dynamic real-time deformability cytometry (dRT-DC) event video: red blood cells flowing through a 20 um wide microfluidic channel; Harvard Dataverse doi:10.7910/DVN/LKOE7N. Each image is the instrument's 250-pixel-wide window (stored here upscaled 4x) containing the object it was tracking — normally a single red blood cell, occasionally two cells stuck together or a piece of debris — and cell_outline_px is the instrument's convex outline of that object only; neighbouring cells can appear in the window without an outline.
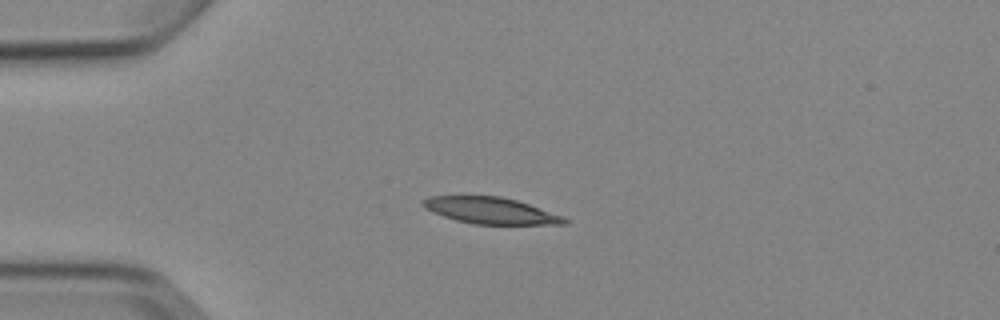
{"species": "Egyptian fruit bat (a non-hibernating species)", "species_latin": "Rousettus aegyptiacus", "temperature_condition": "cold", "stored_images_in_passage": 7, "camera_frame_rate_fps": 3000, "um_per_image_px": 0.085, "animal": {"sex": "female"}, "frame": {"image": 1, "passage_image": 3, "time_ms": 2.333, "image_size_px": [1000, 320], "cell_outline_px": [[568, 224], [472, 224], [456, 220], [432, 212], [424, 208], [420, 204], [420, 200], [428, 196], [500, 196], [516, 200], [564, 216], [568, 220]], "centroid_in_image_um": [41.66, 17.89], "position_along_channel_um": 43.3, "area_um2": 21.85}}
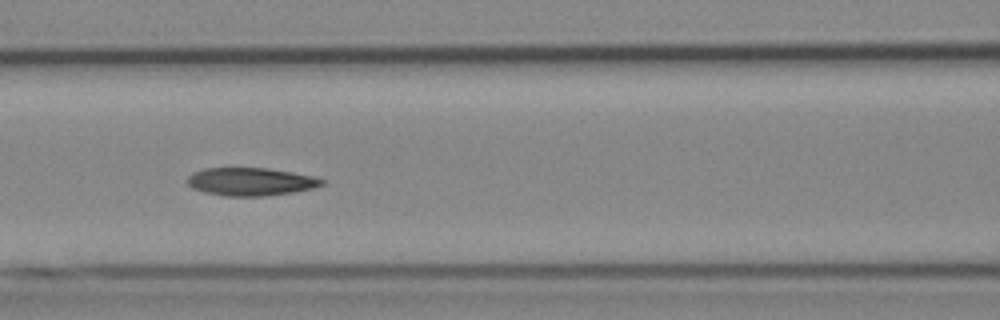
{"frame": {"image": 2, "passage_image": 6, "time_ms": 5.667, "image_size_px": [1000, 320], "cell_outline_px": [[324, 184], [312, 188], [292, 192], [268, 196], [224, 196], [204, 192], [192, 188], [188, 184], [188, 176], [192, 172], [204, 168], [268, 168], [292, 172], [312, 176], [324, 180]], "centroid_in_image_um": [21.28, 15.44], "position_along_channel_um": 145.3, "area_um2": 21.91}}
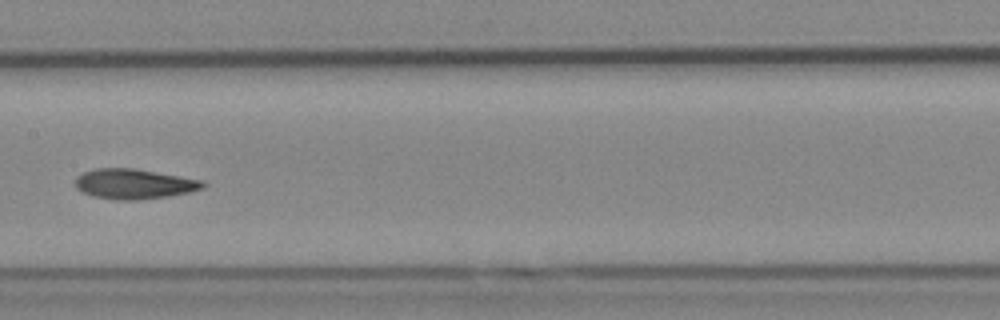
{"frame": {"image": 3, "passage_image": 7, "time_ms": 7.0, "image_size_px": [1000, 320], "cell_outline_px": [[208, 184], [204, 188], [192, 192], [168, 196], [140, 200], [116, 200], [92, 196], [80, 192], [76, 188], [76, 176], [84, 172], [96, 168], [136, 168], [204, 180]], "centroid_in_image_um": [11.43, 15.63], "position_along_channel_um": 196.0, "area_um2": 22.77}}